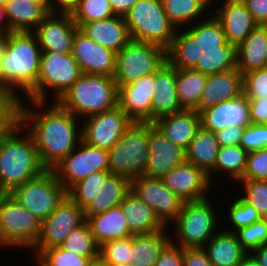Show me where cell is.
I'll return each mask as SVG.
<instances>
[{"label": "cell", "mask_w": 267, "mask_h": 266, "mask_svg": "<svg viewBox=\"0 0 267 266\" xmlns=\"http://www.w3.org/2000/svg\"><path fill=\"white\" fill-rule=\"evenodd\" d=\"M31 108L23 100L18 106V122L32 136L42 166L52 170L81 141V124L69 111L57 102L47 107V102L29 101ZM47 107L42 110V107ZM32 109V110H31ZM37 109V110H36ZM79 127V128H78Z\"/></svg>", "instance_id": "6da1fadb"}, {"label": "cell", "mask_w": 267, "mask_h": 266, "mask_svg": "<svg viewBox=\"0 0 267 266\" xmlns=\"http://www.w3.org/2000/svg\"><path fill=\"white\" fill-rule=\"evenodd\" d=\"M45 170L32 136L19 122L0 137V193H10Z\"/></svg>", "instance_id": "7a4b0ae2"}, {"label": "cell", "mask_w": 267, "mask_h": 266, "mask_svg": "<svg viewBox=\"0 0 267 266\" xmlns=\"http://www.w3.org/2000/svg\"><path fill=\"white\" fill-rule=\"evenodd\" d=\"M212 14H207L203 20L200 18V22L196 21L186 30L180 29L183 32L177 29L171 45L166 49V59L172 67L194 69L203 53L222 52V45L229 44L222 24Z\"/></svg>", "instance_id": "3957f363"}, {"label": "cell", "mask_w": 267, "mask_h": 266, "mask_svg": "<svg viewBox=\"0 0 267 266\" xmlns=\"http://www.w3.org/2000/svg\"><path fill=\"white\" fill-rule=\"evenodd\" d=\"M41 53L34 32H8L7 46L0 60L2 71L5 82L18 95L22 91L23 101L36 89Z\"/></svg>", "instance_id": "277c9868"}, {"label": "cell", "mask_w": 267, "mask_h": 266, "mask_svg": "<svg viewBox=\"0 0 267 266\" xmlns=\"http://www.w3.org/2000/svg\"><path fill=\"white\" fill-rule=\"evenodd\" d=\"M57 103L77 118H87L118 105V86L111 76L82 74Z\"/></svg>", "instance_id": "5b68a950"}, {"label": "cell", "mask_w": 267, "mask_h": 266, "mask_svg": "<svg viewBox=\"0 0 267 266\" xmlns=\"http://www.w3.org/2000/svg\"><path fill=\"white\" fill-rule=\"evenodd\" d=\"M110 174L132 181L143 176L149 157V122H136L109 150Z\"/></svg>", "instance_id": "8992f818"}, {"label": "cell", "mask_w": 267, "mask_h": 266, "mask_svg": "<svg viewBox=\"0 0 267 266\" xmlns=\"http://www.w3.org/2000/svg\"><path fill=\"white\" fill-rule=\"evenodd\" d=\"M123 19L131 40L157 44L165 49L171 45L177 31L165 14L161 0H138Z\"/></svg>", "instance_id": "52a82bcc"}, {"label": "cell", "mask_w": 267, "mask_h": 266, "mask_svg": "<svg viewBox=\"0 0 267 266\" xmlns=\"http://www.w3.org/2000/svg\"><path fill=\"white\" fill-rule=\"evenodd\" d=\"M82 74L72 54L42 51L36 89L24 100L49 102L51 93L53 102H57ZM46 88L51 92L47 94Z\"/></svg>", "instance_id": "ba28073f"}, {"label": "cell", "mask_w": 267, "mask_h": 266, "mask_svg": "<svg viewBox=\"0 0 267 266\" xmlns=\"http://www.w3.org/2000/svg\"><path fill=\"white\" fill-rule=\"evenodd\" d=\"M209 198L184 202L181 212L173 221L178 239L171 242L183 248L203 247L218 231V216Z\"/></svg>", "instance_id": "9c48e42d"}, {"label": "cell", "mask_w": 267, "mask_h": 266, "mask_svg": "<svg viewBox=\"0 0 267 266\" xmlns=\"http://www.w3.org/2000/svg\"><path fill=\"white\" fill-rule=\"evenodd\" d=\"M40 224L9 193H0V248L32 249L40 234Z\"/></svg>", "instance_id": "30bf717a"}, {"label": "cell", "mask_w": 267, "mask_h": 266, "mask_svg": "<svg viewBox=\"0 0 267 266\" xmlns=\"http://www.w3.org/2000/svg\"><path fill=\"white\" fill-rule=\"evenodd\" d=\"M9 194L41 222L64 200L67 190L53 170H45L16 186Z\"/></svg>", "instance_id": "8fae6325"}, {"label": "cell", "mask_w": 267, "mask_h": 266, "mask_svg": "<svg viewBox=\"0 0 267 266\" xmlns=\"http://www.w3.org/2000/svg\"><path fill=\"white\" fill-rule=\"evenodd\" d=\"M166 61L165 48L153 43L131 40L116 53L113 78L117 85H127L140 77L155 73Z\"/></svg>", "instance_id": "7c38bea8"}, {"label": "cell", "mask_w": 267, "mask_h": 266, "mask_svg": "<svg viewBox=\"0 0 267 266\" xmlns=\"http://www.w3.org/2000/svg\"><path fill=\"white\" fill-rule=\"evenodd\" d=\"M57 180L68 191L75 183L93 172L110 171L107 149L85 143L82 139L77 147L53 169Z\"/></svg>", "instance_id": "4fadbf2b"}, {"label": "cell", "mask_w": 267, "mask_h": 266, "mask_svg": "<svg viewBox=\"0 0 267 266\" xmlns=\"http://www.w3.org/2000/svg\"><path fill=\"white\" fill-rule=\"evenodd\" d=\"M85 221L84 209L67 195L57 208L41 221L40 234L32 250L37 256L44 249L61 246L67 236Z\"/></svg>", "instance_id": "5bb4252c"}, {"label": "cell", "mask_w": 267, "mask_h": 266, "mask_svg": "<svg viewBox=\"0 0 267 266\" xmlns=\"http://www.w3.org/2000/svg\"><path fill=\"white\" fill-rule=\"evenodd\" d=\"M130 191L150 206L166 227H170L169 222L171 224L177 218L184 204L178 195L166 187L161 178H134L130 181Z\"/></svg>", "instance_id": "9a60e30c"}, {"label": "cell", "mask_w": 267, "mask_h": 266, "mask_svg": "<svg viewBox=\"0 0 267 266\" xmlns=\"http://www.w3.org/2000/svg\"><path fill=\"white\" fill-rule=\"evenodd\" d=\"M133 120L117 105L115 108L85 118L81 126L82 140L109 150L121 138Z\"/></svg>", "instance_id": "2e32d148"}, {"label": "cell", "mask_w": 267, "mask_h": 266, "mask_svg": "<svg viewBox=\"0 0 267 266\" xmlns=\"http://www.w3.org/2000/svg\"><path fill=\"white\" fill-rule=\"evenodd\" d=\"M185 161V149L172 143L154 123L149 122V157L143 176L162 178Z\"/></svg>", "instance_id": "e0dca14e"}, {"label": "cell", "mask_w": 267, "mask_h": 266, "mask_svg": "<svg viewBox=\"0 0 267 266\" xmlns=\"http://www.w3.org/2000/svg\"><path fill=\"white\" fill-rule=\"evenodd\" d=\"M83 74L113 77L116 69V53L104 48L79 29L76 31L72 52Z\"/></svg>", "instance_id": "ac0fdd59"}, {"label": "cell", "mask_w": 267, "mask_h": 266, "mask_svg": "<svg viewBox=\"0 0 267 266\" xmlns=\"http://www.w3.org/2000/svg\"><path fill=\"white\" fill-rule=\"evenodd\" d=\"M79 27L71 14L49 13L33 31L41 51L71 54L73 39Z\"/></svg>", "instance_id": "d6986e66"}, {"label": "cell", "mask_w": 267, "mask_h": 266, "mask_svg": "<svg viewBox=\"0 0 267 266\" xmlns=\"http://www.w3.org/2000/svg\"><path fill=\"white\" fill-rule=\"evenodd\" d=\"M161 179L166 187L184 202L208 198L207 192L213 185L202 169L187 161L172 169Z\"/></svg>", "instance_id": "ffe728a7"}, {"label": "cell", "mask_w": 267, "mask_h": 266, "mask_svg": "<svg viewBox=\"0 0 267 266\" xmlns=\"http://www.w3.org/2000/svg\"><path fill=\"white\" fill-rule=\"evenodd\" d=\"M118 86V106L136 122H151V101L154 96L155 73Z\"/></svg>", "instance_id": "44dd1931"}, {"label": "cell", "mask_w": 267, "mask_h": 266, "mask_svg": "<svg viewBox=\"0 0 267 266\" xmlns=\"http://www.w3.org/2000/svg\"><path fill=\"white\" fill-rule=\"evenodd\" d=\"M201 126L212 132L226 127L250 124L248 99L242 94L237 98L220 102L200 112Z\"/></svg>", "instance_id": "7402d4cb"}, {"label": "cell", "mask_w": 267, "mask_h": 266, "mask_svg": "<svg viewBox=\"0 0 267 266\" xmlns=\"http://www.w3.org/2000/svg\"><path fill=\"white\" fill-rule=\"evenodd\" d=\"M221 2L222 6L213 9L212 13L222 24L227 42L238 46L258 24L241 0H221Z\"/></svg>", "instance_id": "603a6c76"}, {"label": "cell", "mask_w": 267, "mask_h": 266, "mask_svg": "<svg viewBox=\"0 0 267 266\" xmlns=\"http://www.w3.org/2000/svg\"><path fill=\"white\" fill-rule=\"evenodd\" d=\"M177 69L167 61L155 72V93L151 101V123L181 111L176 93Z\"/></svg>", "instance_id": "cb8c5ba5"}, {"label": "cell", "mask_w": 267, "mask_h": 266, "mask_svg": "<svg viewBox=\"0 0 267 266\" xmlns=\"http://www.w3.org/2000/svg\"><path fill=\"white\" fill-rule=\"evenodd\" d=\"M242 94V74L237 68L208 75L200 97L199 113L208 107L237 98Z\"/></svg>", "instance_id": "d4e9b609"}, {"label": "cell", "mask_w": 267, "mask_h": 266, "mask_svg": "<svg viewBox=\"0 0 267 266\" xmlns=\"http://www.w3.org/2000/svg\"><path fill=\"white\" fill-rule=\"evenodd\" d=\"M79 30L104 48L118 53L130 41L128 27L122 16L84 23Z\"/></svg>", "instance_id": "484cf974"}, {"label": "cell", "mask_w": 267, "mask_h": 266, "mask_svg": "<svg viewBox=\"0 0 267 266\" xmlns=\"http://www.w3.org/2000/svg\"><path fill=\"white\" fill-rule=\"evenodd\" d=\"M153 123L172 143L186 150L201 127V118L196 110L182 109L158 118Z\"/></svg>", "instance_id": "4316f807"}, {"label": "cell", "mask_w": 267, "mask_h": 266, "mask_svg": "<svg viewBox=\"0 0 267 266\" xmlns=\"http://www.w3.org/2000/svg\"><path fill=\"white\" fill-rule=\"evenodd\" d=\"M120 206L132 235L159 232L166 228L154 210L131 191L126 194Z\"/></svg>", "instance_id": "83f0119b"}, {"label": "cell", "mask_w": 267, "mask_h": 266, "mask_svg": "<svg viewBox=\"0 0 267 266\" xmlns=\"http://www.w3.org/2000/svg\"><path fill=\"white\" fill-rule=\"evenodd\" d=\"M4 7L9 32H33L49 14L47 2L7 0Z\"/></svg>", "instance_id": "f1b7e54d"}, {"label": "cell", "mask_w": 267, "mask_h": 266, "mask_svg": "<svg viewBox=\"0 0 267 266\" xmlns=\"http://www.w3.org/2000/svg\"><path fill=\"white\" fill-rule=\"evenodd\" d=\"M267 25L256 28L237 46V69L241 74L267 67Z\"/></svg>", "instance_id": "f546056e"}, {"label": "cell", "mask_w": 267, "mask_h": 266, "mask_svg": "<svg viewBox=\"0 0 267 266\" xmlns=\"http://www.w3.org/2000/svg\"><path fill=\"white\" fill-rule=\"evenodd\" d=\"M86 221L98 246L108 241L133 236L120 205L90 216Z\"/></svg>", "instance_id": "4dcf8cb0"}, {"label": "cell", "mask_w": 267, "mask_h": 266, "mask_svg": "<svg viewBox=\"0 0 267 266\" xmlns=\"http://www.w3.org/2000/svg\"><path fill=\"white\" fill-rule=\"evenodd\" d=\"M213 266H238L247 252L234 232L223 229L202 247Z\"/></svg>", "instance_id": "1f68e13d"}, {"label": "cell", "mask_w": 267, "mask_h": 266, "mask_svg": "<svg viewBox=\"0 0 267 266\" xmlns=\"http://www.w3.org/2000/svg\"><path fill=\"white\" fill-rule=\"evenodd\" d=\"M219 149L220 145L214 132L208 131L201 126L185 150L186 161L202 169L212 183Z\"/></svg>", "instance_id": "d6a6232c"}, {"label": "cell", "mask_w": 267, "mask_h": 266, "mask_svg": "<svg viewBox=\"0 0 267 266\" xmlns=\"http://www.w3.org/2000/svg\"><path fill=\"white\" fill-rule=\"evenodd\" d=\"M129 191L130 181L127 178L109 174L103 184H100L97 196L84 209L85 219L119 206Z\"/></svg>", "instance_id": "836d02e7"}, {"label": "cell", "mask_w": 267, "mask_h": 266, "mask_svg": "<svg viewBox=\"0 0 267 266\" xmlns=\"http://www.w3.org/2000/svg\"><path fill=\"white\" fill-rule=\"evenodd\" d=\"M207 76L193 69H177L176 93L181 109L196 110L199 113L201 94Z\"/></svg>", "instance_id": "e575fe53"}, {"label": "cell", "mask_w": 267, "mask_h": 266, "mask_svg": "<svg viewBox=\"0 0 267 266\" xmlns=\"http://www.w3.org/2000/svg\"><path fill=\"white\" fill-rule=\"evenodd\" d=\"M168 230L166 227L159 232L132 236L133 258L136 266L155 265L160 252L171 241L172 237L168 235Z\"/></svg>", "instance_id": "d590c367"}, {"label": "cell", "mask_w": 267, "mask_h": 266, "mask_svg": "<svg viewBox=\"0 0 267 266\" xmlns=\"http://www.w3.org/2000/svg\"><path fill=\"white\" fill-rule=\"evenodd\" d=\"M161 2L165 14L176 29H181L185 24L186 28L189 23L193 25L195 19L202 17L203 13L211 14V11H208L211 8L208 0H161Z\"/></svg>", "instance_id": "8d00e7d4"}, {"label": "cell", "mask_w": 267, "mask_h": 266, "mask_svg": "<svg viewBox=\"0 0 267 266\" xmlns=\"http://www.w3.org/2000/svg\"><path fill=\"white\" fill-rule=\"evenodd\" d=\"M248 152L241 146H225L220 147L217 155V160L214 166V174L217 176L225 173L235 183L242 180L246 168Z\"/></svg>", "instance_id": "74e56055"}, {"label": "cell", "mask_w": 267, "mask_h": 266, "mask_svg": "<svg viewBox=\"0 0 267 266\" xmlns=\"http://www.w3.org/2000/svg\"><path fill=\"white\" fill-rule=\"evenodd\" d=\"M234 68H237V46L227 44L222 45V52L203 53L193 70L208 76Z\"/></svg>", "instance_id": "f35d334b"}, {"label": "cell", "mask_w": 267, "mask_h": 266, "mask_svg": "<svg viewBox=\"0 0 267 266\" xmlns=\"http://www.w3.org/2000/svg\"><path fill=\"white\" fill-rule=\"evenodd\" d=\"M60 247L72 251L78 256L97 257L99 255V246L94 240L87 221L74 229Z\"/></svg>", "instance_id": "ab89813d"}, {"label": "cell", "mask_w": 267, "mask_h": 266, "mask_svg": "<svg viewBox=\"0 0 267 266\" xmlns=\"http://www.w3.org/2000/svg\"><path fill=\"white\" fill-rule=\"evenodd\" d=\"M110 171L93 172L83 180L75 183L67 195L81 208L85 209L97 196L100 184H103Z\"/></svg>", "instance_id": "60d3db41"}, {"label": "cell", "mask_w": 267, "mask_h": 266, "mask_svg": "<svg viewBox=\"0 0 267 266\" xmlns=\"http://www.w3.org/2000/svg\"><path fill=\"white\" fill-rule=\"evenodd\" d=\"M78 27L84 23L115 16L109 0H80L71 14Z\"/></svg>", "instance_id": "b9f144b4"}, {"label": "cell", "mask_w": 267, "mask_h": 266, "mask_svg": "<svg viewBox=\"0 0 267 266\" xmlns=\"http://www.w3.org/2000/svg\"><path fill=\"white\" fill-rule=\"evenodd\" d=\"M94 257L78 256L60 246L42 250L36 256L37 266H87Z\"/></svg>", "instance_id": "7bdbcfd3"}, {"label": "cell", "mask_w": 267, "mask_h": 266, "mask_svg": "<svg viewBox=\"0 0 267 266\" xmlns=\"http://www.w3.org/2000/svg\"><path fill=\"white\" fill-rule=\"evenodd\" d=\"M99 255L112 266L134 264L132 236L105 242L99 246Z\"/></svg>", "instance_id": "ee69618b"}, {"label": "cell", "mask_w": 267, "mask_h": 266, "mask_svg": "<svg viewBox=\"0 0 267 266\" xmlns=\"http://www.w3.org/2000/svg\"><path fill=\"white\" fill-rule=\"evenodd\" d=\"M238 182L244 187L241 198L256 209L261 218H267V181L242 179Z\"/></svg>", "instance_id": "f6af8a7d"}, {"label": "cell", "mask_w": 267, "mask_h": 266, "mask_svg": "<svg viewBox=\"0 0 267 266\" xmlns=\"http://www.w3.org/2000/svg\"><path fill=\"white\" fill-rule=\"evenodd\" d=\"M234 233L242 248L247 253H252L255 249L267 243V218H261L259 221L240 228Z\"/></svg>", "instance_id": "bcb514c9"}, {"label": "cell", "mask_w": 267, "mask_h": 266, "mask_svg": "<svg viewBox=\"0 0 267 266\" xmlns=\"http://www.w3.org/2000/svg\"><path fill=\"white\" fill-rule=\"evenodd\" d=\"M230 205L231 206H229L230 208L227 214H228L229 221L231 222V225L234 228V230L233 228L225 229L224 227L223 230L225 231L235 232L238 229L249 226L261 219V216L259 215L257 210L254 209L248 203H246L240 197V195H239V198L237 197V199L233 201V203Z\"/></svg>", "instance_id": "7dc6e473"}, {"label": "cell", "mask_w": 267, "mask_h": 266, "mask_svg": "<svg viewBox=\"0 0 267 266\" xmlns=\"http://www.w3.org/2000/svg\"><path fill=\"white\" fill-rule=\"evenodd\" d=\"M242 88L247 99L267 97V67L242 74Z\"/></svg>", "instance_id": "c3c4849f"}, {"label": "cell", "mask_w": 267, "mask_h": 266, "mask_svg": "<svg viewBox=\"0 0 267 266\" xmlns=\"http://www.w3.org/2000/svg\"><path fill=\"white\" fill-rule=\"evenodd\" d=\"M242 179L267 181V147L248 152Z\"/></svg>", "instance_id": "681fc988"}, {"label": "cell", "mask_w": 267, "mask_h": 266, "mask_svg": "<svg viewBox=\"0 0 267 266\" xmlns=\"http://www.w3.org/2000/svg\"><path fill=\"white\" fill-rule=\"evenodd\" d=\"M247 152L267 147V124L250 123L245 127L240 144Z\"/></svg>", "instance_id": "f907efd6"}, {"label": "cell", "mask_w": 267, "mask_h": 266, "mask_svg": "<svg viewBox=\"0 0 267 266\" xmlns=\"http://www.w3.org/2000/svg\"><path fill=\"white\" fill-rule=\"evenodd\" d=\"M18 106L11 95L0 93V137L18 122Z\"/></svg>", "instance_id": "816d5d0a"}, {"label": "cell", "mask_w": 267, "mask_h": 266, "mask_svg": "<svg viewBox=\"0 0 267 266\" xmlns=\"http://www.w3.org/2000/svg\"><path fill=\"white\" fill-rule=\"evenodd\" d=\"M184 248L171 241L160 252L154 266H183Z\"/></svg>", "instance_id": "f5cc1de1"}, {"label": "cell", "mask_w": 267, "mask_h": 266, "mask_svg": "<svg viewBox=\"0 0 267 266\" xmlns=\"http://www.w3.org/2000/svg\"><path fill=\"white\" fill-rule=\"evenodd\" d=\"M246 126H230L215 132L220 147L239 145Z\"/></svg>", "instance_id": "db71d44e"}, {"label": "cell", "mask_w": 267, "mask_h": 266, "mask_svg": "<svg viewBox=\"0 0 267 266\" xmlns=\"http://www.w3.org/2000/svg\"><path fill=\"white\" fill-rule=\"evenodd\" d=\"M250 123L267 124V97L248 99Z\"/></svg>", "instance_id": "11a10c76"}, {"label": "cell", "mask_w": 267, "mask_h": 266, "mask_svg": "<svg viewBox=\"0 0 267 266\" xmlns=\"http://www.w3.org/2000/svg\"><path fill=\"white\" fill-rule=\"evenodd\" d=\"M183 266H213L202 247L184 248Z\"/></svg>", "instance_id": "9f6ffc18"}, {"label": "cell", "mask_w": 267, "mask_h": 266, "mask_svg": "<svg viewBox=\"0 0 267 266\" xmlns=\"http://www.w3.org/2000/svg\"><path fill=\"white\" fill-rule=\"evenodd\" d=\"M258 25H267V0H241Z\"/></svg>", "instance_id": "6f0895ef"}, {"label": "cell", "mask_w": 267, "mask_h": 266, "mask_svg": "<svg viewBox=\"0 0 267 266\" xmlns=\"http://www.w3.org/2000/svg\"><path fill=\"white\" fill-rule=\"evenodd\" d=\"M79 2L80 0H48L47 9L49 13L72 14Z\"/></svg>", "instance_id": "680465c9"}, {"label": "cell", "mask_w": 267, "mask_h": 266, "mask_svg": "<svg viewBox=\"0 0 267 266\" xmlns=\"http://www.w3.org/2000/svg\"><path fill=\"white\" fill-rule=\"evenodd\" d=\"M116 16H124L138 0H109Z\"/></svg>", "instance_id": "91938a15"}, {"label": "cell", "mask_w": 267, "mask_h": 266, "mask_svg": "<svg viewBox=\"0 0 267 266\" xmlns=\"http://www.w3.org/2000/svg\"><path fill=\"white\" fill-rule=\"evenodd\" d=\"M0 93H4L7 95H11L18 103H20L23 99H21L22 95H18V92H15L4 79V74L2 71V65L0 61ZM20 97V98H19Z\"/></svg>", "instance_id": "94428289"}, {"label": "cell", "mask_w": 267, "mask_h": 266, "mask_svg": "<svg viewBox=\"0 0 267 266\" xmlns=\"http://www.w3.org/2000/svg\"><path fill=\"white\" fill-rule=\"evenodd\" d=\"M252 254L256 257L261 266H267V243L255 249Z\"/></svg>", "instance_id": "6125c7cd"}, {"label": "cell", "mask_w": 267, "mask_h": 266, "mask_svg": "<svg viewBox=\"0 0 267 266\" xmlns=\"http://www.w3.org/2000/svg\"><path fill=\"white\" fill-rule=\"evenodd\" d=\"M238 266H261L252 253H247Z\"/></svg>", "instance_id": "be15d7a7"}, {"label": "cell", "mask_w": 267, "mask_h": 266, "mask_svg": "<svg viewBox=\"0 0 267 266\" xmlns=\"http://www.w3.org/2000/svg\"><path fill=\"white\" fill-rule=\"evenodd\" d=\"M0 32H9L5 16V7L0 4Z\"/></svg>", "instance_id": "e7e4bbea"}, {"label": "cell", "mask_w": 267, "mask_h": 266, "mask_svg": "<svg viewBox=\"0 0 267 266\" xmlns=\"http://www.w3.org/2000/svg\"><path fill=\"white\" fill-rule=\"evenodd\" d=\"M8 42V32H0V60L4 55Z\"/></svg>", "instance_id": "03108f58"}, {"label": "cell", "mask_w": 267, "mask_h": 266, "mask_svg": "<svg viewBox=\"0 0 267 266\" xmlns=\"http://www.w3.org/2000/svg\"><path fill=\"white\" fill-rule=\"evenodd\" d=\"M87 266H112L110 263L105 261L100 255L90 259Z\"/></svg>", "instance_id": "003e7915"}, {"label": "cell", "mask_w": 267, "mask_h": 266, "mask_svg": "<svg viewBox=\"0 0 267 266\" xmlns=\"http://www.w3.org/2000/svg\"><path fill=\"white\" fill-rule=\"evenodd\" d=\"M22 2H47L48 0H19Z\"/></svg>", "instance_id": "a7ac6f4b"}, {"label": "cell", "mask_w": 267, "mask_h": 266, "mask_svg": "<svg viewBox=\"0 0 267 266\" xmlns=\"http://www.w3.org/2000/svg\"><path fill=\"white\" fill-rule=\"evenodd\" d=\"M116 266H136V265L132 264V263H125V264H119V265H116Z\"/></svg>", "instance_id": "89a4df30"}, {"label": "cell", "mask_w": 267, "mask_h": 266, "mask_svg": "<svg viewBox=\"0 0 267 266\" xmlns=\"http://www.w3.org/2000/svg\"><path fill=\"white\" fill-rule=\"evenodd\" d=\"M7 0H0V4L4 5Z\"/></svg>", "instance_id": "2644e50d"}, {"label": "cell", "mask_w": 267, "mask_h": 266, "mask_svg": "<svg viewBox=\"0 0 267 266\" xmlns=\"http://www.w3.org/2000/svg\"><path fill=\"white\" fill-rule=\"evenodd\" d=\"M266 63H267V46H266Z\"/></svg>", "instance_id": "8c879c8a"}]
</instances>
